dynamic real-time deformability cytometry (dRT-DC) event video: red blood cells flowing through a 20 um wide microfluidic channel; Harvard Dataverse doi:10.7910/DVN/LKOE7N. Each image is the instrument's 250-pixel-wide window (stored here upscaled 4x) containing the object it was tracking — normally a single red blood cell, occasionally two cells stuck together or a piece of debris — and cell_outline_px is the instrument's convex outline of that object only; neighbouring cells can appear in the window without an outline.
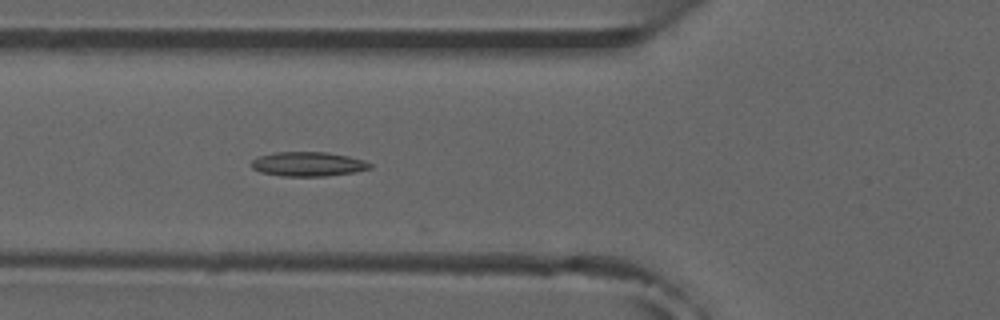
{"species": "common noctule bat (a hibernating species)", "species_latin": "Nyctalus noctula", "temperature_condition": "room temperature", "stored_images_in_passage": 3, "camera_frame_rate_fps": 3000, "um_per_image_px": 0.085, "animal": {"sex": "male", "forearm_length_mm": 52.5}, "frame": {"image": 1, "passage_image": 3, "time_ms": 2.667, "image_size_px": [1000, 320], "cell_outline_px": [[372, 168], [352, 172], [324, 176], [280, 176], [260, 172], [252, 168], [252, 160], [260, 156], [276, 152], [328, 152], [348, 156], [364, 160], [372, 164]], "centroid_in_image_um": [26.19, 13.94], "position_along_channel_um": 99.6, "area_um2": 16.76}}